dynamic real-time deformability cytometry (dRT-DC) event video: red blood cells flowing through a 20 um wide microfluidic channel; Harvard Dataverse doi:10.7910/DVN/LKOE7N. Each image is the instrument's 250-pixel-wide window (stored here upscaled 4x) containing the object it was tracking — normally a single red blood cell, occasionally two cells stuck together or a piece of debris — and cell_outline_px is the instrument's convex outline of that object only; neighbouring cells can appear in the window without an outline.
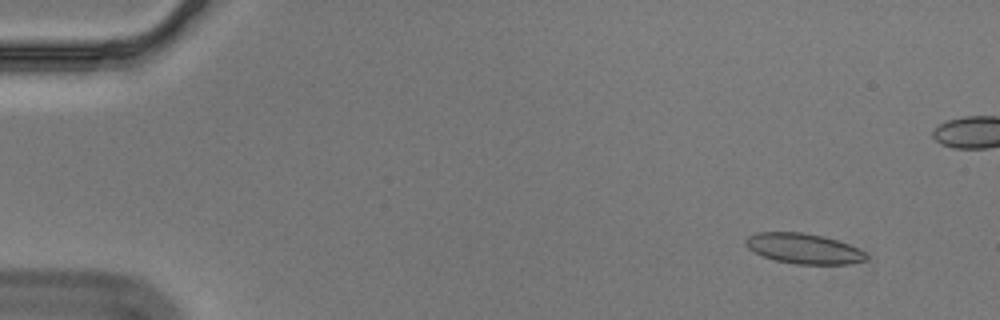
{"species": "Egyptian fruit bat (a non-hibernating species)", "species_latin": "Rousettus aegyptiacus", "temperature_condition": "cold", "stored_images_in_passage": 59, "camera_frame_rate_fps": 3000, "um_per_image_px": 0.085, "animal": {"sex": "male"}, "frame": {"image": 1, "passage_image": 6, "time_ms": 1.667, "image_size_px": [1000, 320], "cell_outline_px": [[868, 260], [848, 264], [796, 264], [776, 260], [764, 256], [748, 248], [744, 244], [744, 240], [748, 236], [756, 232], [804, 232], [824, 236], [848, 244], [864, 252], [868, 256]], "centroid_in_image_um": [68.31, 21.12], "position_along_channel_um": 16.7, "area_um2": 21.21}}
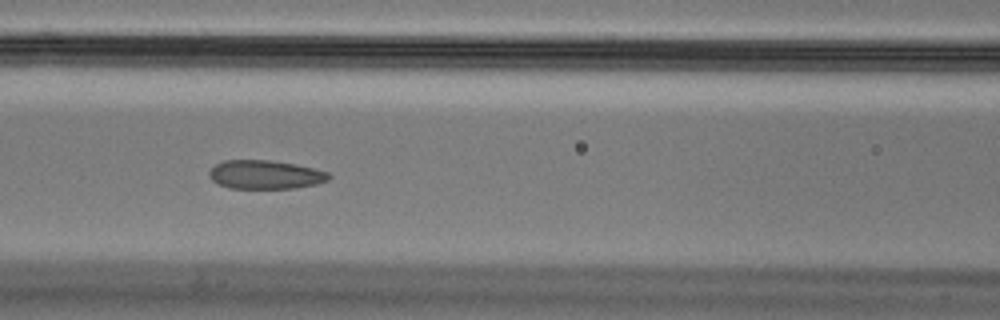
{"frame": {"image": 2, "passage_image": 26, "time_ms": 8.333, "image_size_px": [1000, 320], "cell_outline_px": [[332, 176], [328, 180], [316, 184], [296, 188], [228, 188], [212, 180], [208, 176], [208, 172], [216, 164], [224, 160], [268, 160], [296, 164], [328, 172]], "centroid_in_image_um": [22.55, 14.84], "position_along_channel_um": 144.1, "area_um2": 20.0}}
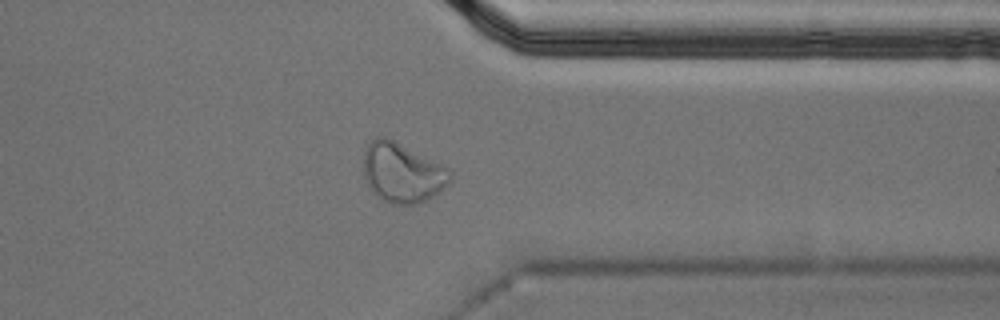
{"frame": {"image": 3, "passage_image": 46, "time_ms": 15.0, "image_size_px": [1000, 320], "cell_outline_px": [[452, 180], [448, 184], [432, 196], [416, 204], [392, 204], [380, 200], [376, 196], [368, 184], [364, 176], [364, 144], [376, 136], [384, 136], [452, 168]], "centroid_in_image_um": [34.19, 14.66], "position_along_channel_um": 377.2, "area_um2": 30.46}, "authors_computed_cell_mechanics": {"area_um2": 21.2126, "velocity_mm_per_s": 3.5417, "shape_relaxation_time_tau1_ms": null, "shape_relaxation_time_tau2_ms": 1.8656, "deformation_change_tau1": null, "deformation_change_tau2": 0.0659}}